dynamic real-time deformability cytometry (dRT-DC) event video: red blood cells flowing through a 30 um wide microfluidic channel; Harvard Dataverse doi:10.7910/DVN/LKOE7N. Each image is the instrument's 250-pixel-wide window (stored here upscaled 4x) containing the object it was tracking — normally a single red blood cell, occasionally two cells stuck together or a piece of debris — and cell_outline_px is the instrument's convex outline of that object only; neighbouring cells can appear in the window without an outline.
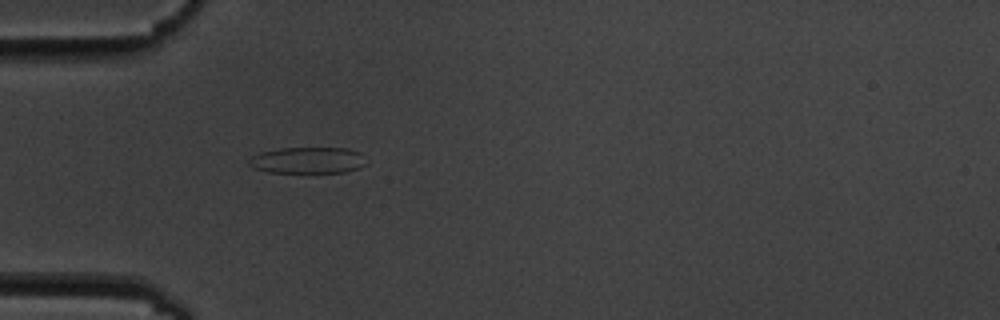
{"species": "common noctule bat (a hibernating species)", "species_latin": "Nyctalus noctula", "temperature_condition": "cold", "stored_images_in_passage": 1, "camera_frame_rate_fps": 3000, "um_per_image_px": 0.085, "animal": {"sex": "male", "body_mass_g": 19.5, "forearm_length_mm": 54.6}, "frame": {"image": 1, "passage_image": 1, "time_ms": 0.0, "image_size_px": [1000, 320], "cell_outline_px": [[368, 164], [360, 168], [344, 172], [268, 172], [252, 168], [248, 164], [248, 160], [252, 156], [260, 152], [280, 148], [348, 148], [360, 152]], "centroid_in_image_um": [26.17, 13.62], "position_along_channel_um": 58.8, "area_um2": 18.15}}